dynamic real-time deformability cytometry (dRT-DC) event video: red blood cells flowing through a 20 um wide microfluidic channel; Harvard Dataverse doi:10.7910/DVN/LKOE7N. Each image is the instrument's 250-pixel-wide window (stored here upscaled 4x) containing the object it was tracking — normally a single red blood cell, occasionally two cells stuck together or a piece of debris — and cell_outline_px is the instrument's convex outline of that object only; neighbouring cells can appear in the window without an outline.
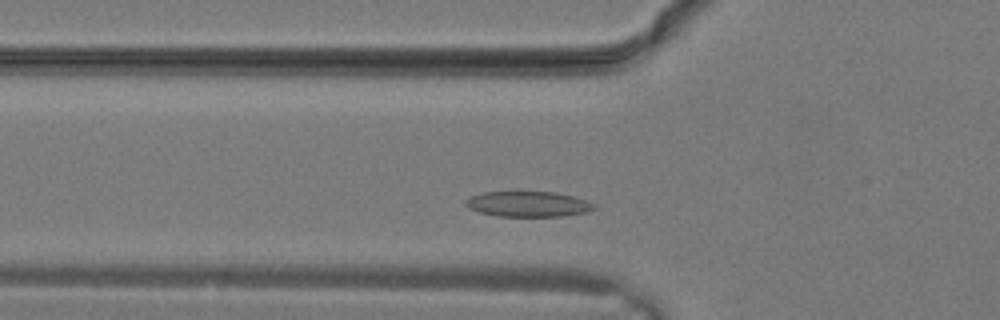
{"species": "common noctule bat (a hibernating species)", "species_latin": "Nyctalus noctula", "temperature_condition": "warm", "stored_images_in_passage": 16, "camera_frame_rate_fps": 3000, "um_per_image_px": 0.085, "animal": {"sex": "male", "body_mass_g": 19.2, "forearm_length_mm": 51.8}, "frame": {"image": 1, "passage_image": 4, "time_ms": 1.0, "image_size_px": [1000, 320], "cell_outline_px": [[596, 208], [588, 212], [564, 216], [496, 216], [480, 212], [468, 208], [464, 204], [464, 200], [468, 196], [480, 192], [556, 192], [588, 200], [596, 204]], "centroid_in_image_um": [44.88, 17.34], "position_along_channel_um": 80.9, "area_um2": 19.31}}
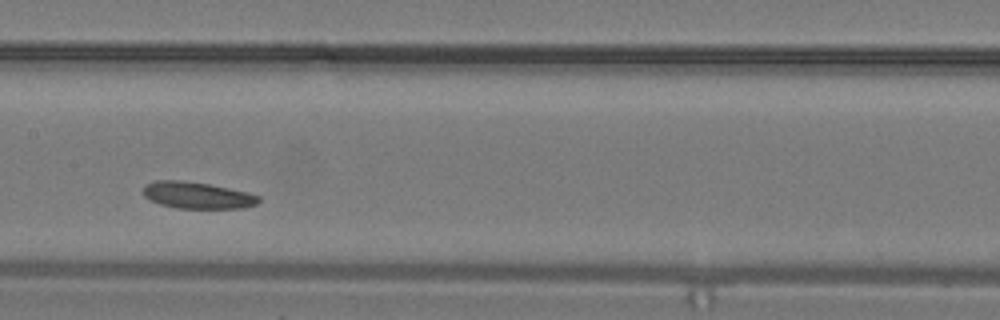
{"frame": {"image": 2, "passage_image": 9, "time_ms": 2.667, "image_size_px": [1000, 320], "cell_outline_px": [[260, 200], [256, 204], [240, 208], [176, 208], [160, 204], [144, 196], [144, 184], [156, 180], [180, 180], [208, 184], [248, 192], [260, 196]], "centroid_in_image_um": [16.76, 16.59], "position_along_channel_um": 190.6, "area_um2": 17.8}}
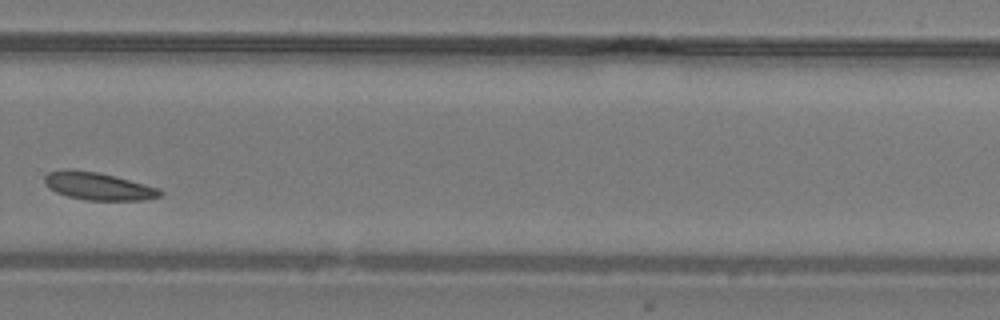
{"frame": {"image": 3, "passage_image": 15, "time_ms": 4.667, "image_size_px": [1000, 320], "cell_outline_px": [[164, 192], [160, 196], [144, 200], [84, 200], [68, 196], [56, 192], [48, 188], [44, 184], [44, 176], [48, 172], [64, 168], [68, 168], [96, 172], [160, 188]], "centroid_in_image_um": [8.29, 15.82], "position_along_channel_um": 321.5, "area_um2": 18.61}}